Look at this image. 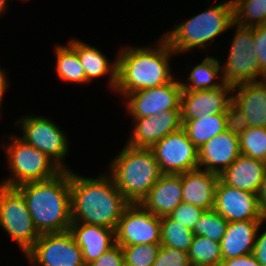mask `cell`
<instances>
[{
    "instance_id": "6da1fadb",
    "label": "cell",
    "mask_w": 266,
    "mask_h": 266,
    "mask_svg": "<svg viewBox=\"0 0 266 266\" xmlns=\"http://www.w3.org/2000/svg\"><path fill=\"white\" fill-rule=\"evenodd\" d=\"M108 177L84 178L70 170L72 223L101 225L116 230L130 203L112 177Z\"/></svg>"
},
{
    "instance_id": "7a4b0ae2",
    "label": "cell",
    "mask_w": 266,
    "mask_h": 266,
    "mask_svg": "<svg viewBox=\"0 0 266 266\" xmlns=\"http://www.w3.org/2000/svg\"><path fill=\"white\" fill-rule=\"evenodd\" d=\"M16 189L23 195L40 234L69 230L72 224L69 170L47 180L21 184Z\"/></svg>"
},
{
    "instance_id": "3957f363",
    "label": "cell",
    "mask_w": 266,
    "mask_h": 266,
    "mask_svg": "<svg viewBox=\"0 0 266 266\" xmlns=\"http://www.w3.org/2000/svg\"><path fill=\"white\" fill-rule=\"evenodd\" d=\"M160 44V45H159ZM158 49L126 48L117 56L116 91L128 94L171 82L170 54L175 52L162 38Z\"/></svg>"
},
{
    "instance_id": "277c9868",
    "label": "cell",
    "mask_w": 266,
    "mask_h": 266,
    "mask_svg": "<svg viewBox=\"0 0 266 266\" xmlns=\"http://www.w3.org/2000/svg\"><path fill=\"white\" fill-rule=\"evenodd\" d=\"M111 163L110 176L130 204L140 203L163 175L150 148L126 145Z\"/></svg>"
},
{
    "instance_id": "5b68a950",
    "label": "cell",
    "mask_w": 266,
    "mask_h": 266,
    "mask_svg": "<svg viewBox=\"0 0 266 266\" xmlns=\"http://www.w3.org/2000/svg\"><path fill=\"white\" fill-rule=\"evenodd\" d=\"M234 25V6L229 0L181 23L164 39L176 54L197 46L204 47L208 41Z\"/></svg>"
},
{
    "instance_id": "8992f818",
    "label": "cell",
    "mask_w": 266,
    "mask_h": 266,
    "mask_svg": "<svg viewBox=\"0 0 266 266\" xmlns=\"http://www.w3.org/2000/svg\"><path fill=\"white\" fill-rule=\"evenodd\" d=\"M14 138V142L6 146L13 177L0 185L16 188L24 183L50 179L62 171L45 153L20 137Z\"/></svg>"
},
{
    "instance_id": "52a82bcc",
    "label": "cell",
    "mask_w": 266,
    "mask_h": 266,
    "mask_svg": "<svg viewBox=\"0 0 266 266\" xmlns=\"http://www.w3.org/2000/svg\"><path fill=\"white\" fill-rule=\"evenodd\" d=\"M0 225L25 254L39 239L23 195L12 187L0 185Z\"/></svg>"
},
{
    "instance_id": "ba28073f",
    "label": "cell",
    "mask_w": 266,
    "mask_h": 266,
    "mask_svg": "<svg viewBox=\"0 0 266 266\" xmlns=\"http://www.w3.org/2000/svg\"><path fill=\"white\" fill-rule=\"evenodd\" d=\"M254 27L237 25L235 37L231 44L228 60L224 68L222 80L231 87L260 82L262 77L256 52L253 50Z\"/></svg>"
},
{
    "instance_id": "9c48e42d",
    "label": "cell",
    "mask_w": 266,
    "mask_h": 266,
    "mask_svg": "<svg viewBox=\"0 0 266 266\" xmlns=\"http://www.w3.org/2000/svg\"><path fill=\"white\" fill-rule=\"evenodd\" d=\"M33 266H86L72 233H43L25 253Z\"/></svg>"
},
{
    "instance_id": "30bf717a",
    "label": "cell",
    "mask_w": 266,
    "mask_h": 266,
    "mask_svg": "<svg viewBox=\"0 0 266 266\" xmlns=\"http://www.w3.org/2000/svg\"><path fill=\"white\" fill-rule=\"evenodd\" d=\"M115 236L119 246L161 245V217L152 214L140 203L129 204L119 220Z\"/></svg>"
},
{
    "instance_id": "8fae6325",
    "label": "cell",
    "mask_w": 266,
    "mask_h": 266,
    "mask_svg": "<svg viewBox=\"0 0 266 266\" xmlns=\"http://www.w3.org/2000/svg\"><path fill=\"white\" fill-rule=\"evenodd\" d=\"M163 174H181L199 167L198 148L181 127L151 148Z\"/></svg>"
},
{
    "instance_id": "7c38bea8",
    "label": "cell",
    "mask_w": 266,
    "mask_h": 266,
    "mask_svg": "<svg viewBox=\"0 0 266 266\" xmlns=\"http://www.w3.org/2000/svg\"><path fill=\"white\" fill-rule=\"evenodd\" d=\"M23 139L26 143L45 153L62 170H68L62 164L68 152L66 136L51 120L45 117H25L21 119Z\"/></svg>"
},
{
    "instance_id": "4fadbf2b",
    "label": "cell",
    "mask_w": 266,
    "mask_h": 266,
    "mask_svg": "<svg viewBox=\"0 0 266 266\" xmlns=\"http://www.w3.org/2000/svg\"><path fill=\"white\" fill-rule=\"evenodd\" d=\"M182 88L179 81L134 91L127 96L128 111L133 118L157 116L163 111L181 110Z\"/></svg>"
},
{
    "instance_id": "5bb4252c",
    "label": "cell",
    "mask_w": 266,
    "mask_h": 266,
    "mask_svg": "<svg viewBox=\"0 0 266 266\" xmlns=\"http://www.w3.org/2000/svg\"><path fill=\"white\" fill-rule=\"evenodd\" d=\"M213 209L228 222L266 220L257 194L232 187L220 178L215 188Z\"/></svg>"
},
{
    "instance_id": "9a60e30c",
    "label": "cell",
    "mask_w": 266,
    "mask_h": 266,
    "mask_svg": "<svg viewBox=\"0 0 266 266\" xmlns=\"http://www.w3.org/2000/svg\"><path fill=\"white\" fill-rule=\"evenodd\" d=\"M230 91H233V87L226 83L215 89L182 91L181 119H196L203 118L205 115L225 114L227 107L232 103V96H227Z\"/></svg>"
},
{
    "instance_id": "2e32d148",
    "label": "cell",
    "mask_w": 266,
    "mask_h": 266,
    "mask_svg": "<svg viewBox=\"0 0 266 266\" xmlns=\"http://www.w3.org/2000/svg\"><path fill=\"white\" fill-rule=\"evenodd\" d=\"M133 119L136 125L127 145L136 148H151L168 134L182 127L181 110H168L157 116Z\"/></svg>"
},
{
    "instance_id": "e0dca14e",
    "label": "cell",
    "mask_w": 266,
    "mask_h": 266,
    "mask_svg": "<svg viewBox=\"0 0 266 266\" xmlns=\"http://www.w3.org/2000/svg\"><path fill=\"white\" fill-rule=\"evenodd\" d=\"M240 154L238 135L225 130L198 148L199 166L204 165V170L219 175L227 169Z\"/></svg>"
},
{
    "instance_id": "ac0fdd59",
    "label": "cell",
    "mask_w": 266,
    "mask_h": 266,
    "mask_svg": "<svg viewBox=\"0 0 266 266\" xmlns=\"http://www.w3.org/2000/svg\"><path fill=\"white\" fill-rule=\"evenodd\" d=\"M181 174H163L140 204L158 217L168 216L182 203Z\"/></svg>"
},
{
    "instance_id": "d6986e66",
    "label": "cell",
    "mask_w": 266,
    "mask_h": 266,
    "mask_svg": "<svg viewBox=\"0 0 266 266\" xmlns=\"http://www.w3.org/2000/svg\"><path fill=\"white\" fill-rule=\"evenodd\" d=\"M69 231L82 250L86 266L116 244L115 230L101 225L72 223Z\"/></svg>"
},
{
    "instance_id": "ffe728a7",
    "label": "cell",
    "mask_w": 266,
    "mask_h": 266,
    "mask_svg": "<svg viewBox=\"0 0 266 266\" xmlns=\"http://www.w3.org/2000/svg\"><path fill=\"white\" fill-rule=\"evenodd\" d=\"M219 175L201 168L181 173L182 203L210 210L214 207L215 188Z\"/></svg>"
},
{
    "instance_id": "44dd1931",
    "label": "cell",
    "mask_w": 266,
    "mask_h": 266,
    "mask_svg": "<svg viewBox=\"0 0 266 266\" xmlns=\"http://www.w3.org/2000/svg\"><path fill=\"white\" fill-rule=\"evenodd\" d=\"M266 172V163L240 154L219 178L240 190L258 194Z\"/></svg>"
},
{
    "instance_id": "7402d4cb",
    "label": "cell",
    "mask_w": 266,
    "mask_h": 266,
    "mask_svg": "<svg viewBox=\"0 0 266 266\" xmlns=\"http://www.w3.org/2000/svg\"><path fill=\"white\" fill-rule=\"evenodd\" d=\"M234 89L238 90L232 95V103L246 115L250 127L266 128V80L243 83Z\"/></svg>"
},
{
    "instance_id": "603a6c76",
    "label": "cell",
    "mask_w": 266,
    "mask_h": 266,
    "mask_svg": "<svg viewBox=\"0 0 266 266\" xmlns=\"http://www.w3.org/2000/svg\"><path fill=\"white\" fill-rule=\"evenodd\" d=\"M265 220L228 222L220 242L222 259L236 258L253 253L257 231Z\"/></svg>"
},
{
    "instance_id": "cb8c5ba5",
    "label": "cell",
    "mask_w": 266,
    "mask_h": 266,
    "mask_svg": "<svg viewBox=\"0 0 266 266\" xmlns=\"http://www.w3.org/2000/svg\"><path fill=\"white\" fill-rule=\"evenodd\" d=\"M69 45L77 52L88 82L95 77L103 76L110 72V85L115 90L117 82V60L110 65L106 56L96 49V47L89 46L76 39L70 41Z\"/></svg>"
},
{
    "instance_id": "d4e9b609",
    "label": "cell",
    "mask_w": 266,
    "mask_h": 266,
    "mask_svg": "<svg viewBox=\"0 0 266 266\" xmlns=\"http://www.w3.org/2000/svg\"><path fill=\"white\" fill-rule=\"evenodd\" d=\"M181 121L189 140L197 148L226 130L225 114L205 115L203 118Z\"/></svg>"
},
{
    "instance_id": "484cf974",
    "label": "cell",
    "mask_w": 266,
    "mask_h": 266,
    "mask_svg": "<svg viewBox=\"0 0 266 266\" xmlns=\"http://www.w3.org/2000/svg\"><path fill=\"white\" fill-rule=\"evenodd\" d=\"M220 70L222 69L217 59L213 57L204 58L201 64L192 69L188 78L191 84L180 82L182 91L208 90L222 87L225 84L224 80H221V83L212 82Z\"/></svg>"
},
{
    "instance_id": "4316f807",
    "label": "cell",
    "mask_w": 266,
    "mask_h": 266,
    "mask_svg": "<svg viewBox=\"0 0 266 266\" xmlns=\"http://www.w3.org/2000/svg\"><path fill=\"white\" fill-rule=\"evenodd\" d=\"M191 266H220L221 245L205 236L194 235L188 252Z\"/></svg>"
},
{
    "instance_id": "83f0119b",
    "label": "cell",
    "mask_w": 266,
    "mask_h": 266,
    "mask_svg": "<svg viewBox=\"0 0 266 266\" xmlns=\"http://www.w3.org/2000/svg\"><path fill=\"white\" fill-rule=\"evenodd\" d=\"M56 56V71L61 79L77 83L88 82L78 54L70 45L58 46Z\"/></svg>"
},
{
    "instance_id": "f1b7e54d",
    "label": "cell",
    "mask_w": 266,
    "mask_h": 266,
    "mask_svg": "<svg viewBox=\"0 0 266 266\" xmlns=\"http://www.w3.org/2000/svg\"><path fill=\"white\" fill-rule=\"evenodd\" d=\"M193 238V231L188 227L169 215L161 217V245L189 252Z\"/></svg>"
},
{
    "instance_id": "f546056e",
    "label": "cell",
    "mask_w": 266,
    "mask_h": 266,
    "mask_svg": "<svg viewBox=\"0 0 266 266\" xmlns=\"http://www.w3.org/2000/svg\"><path fill=\"white\" fill-rule=\"evenodd\" d=\"M232 2L235 24L243 27H255L265 24L264 0H232Z\"/></svg>"
},
{
    "instance_id": "4dcf8cb0",
    "label": "cell",
    "mask_w": 266,
    "mask_h": 266,
    "mask_svg": "<svg viewBox=\"0 0 266 266\" xmlns=\"http://www.w3.org/2000/svg\"><path fill=\"white\" fill-rule=\"evenodd\" d=\"M238 137L242 155L265 162L266 128L249 127Z\"/></svg>"
},
{
    "instance_id": "1f68e13d",
    "label": "cell",
    "mask_w": 266,
    "mask_h": 266,
    "mask_svg": "<svg viewBox=\"0 0 266 266\" xmlns=\"http://www.w3.org/2000/svg\"><path fill=\"white\" fill-rule=\"evenodd\" d=\"M227 226L228 221L214 209H210L203 212L192 231L194 235L205 236L220 243Z\"/></svg>"
},
{
    "instance_id": "d6a6232c",
    "label": "cell",
    "mask_w": 266,
    "mask_h": 266,
    "mask_svg": "<svg viewBox=\"0 0 266 266\" xmlns=\"http://www.w3.org/2000/svg\"><path fill=\"white\" fill-rule=\"evenodd\" d=\"M160 246L156 244L121 246L125 266H152Z\"/></svg>"
},
{
    "instance_id": "836d02e7",
    "label": "cell",
    "mask_w": 266,
    "mask_h": 266,
    "mask_svg": "<svg viewBox=\"0 0 266 266\" xmlns=\"http://www.w3.org/2000/svg\"><path fill=\"white\" fill-rule=\"evenodd\" d=\"M152 266H191V264L188 252L161 245Z\"/></svg>"
},
{
    "instance_id": "e575fe53",
    "label": "cell",
    "mask_w": 266,
    "mask_h": 266,
    "mask_svg": "<svg viewBox=\"0 0 266 266\" xmlns=\"http://www.w3.org/2000/svg\"><path fill=\"white\" fill-rule=\"evenodd\" d=\"M205 210L189 203H181L169 216L181 225L193 230Z\"/></svg>"
},
{
    "instance_id": "d590c367",
    "label": "cell",
    "mask_w": 266,
    "mask_h": 266,
    "mask_svg": "<svg viewBox=\"0 0 266 266\" xmlns=\"http://www.w3.org/2000/svg\"><path fill=\"white\" fill-rule=\"evenodd\" d=\"M226 130L235 135L242 134L250 125L246 115L231 103L225 112Z\"/></svg>"
},
{
    "instance_id": "8d00e7d4",
    "label": "cell",
    "mask_w": 266,
    "mask_h": 266,
    "mask_svg": "<svg viewBox=\"0 0 266 266\" xmlns=\"http://www.w3.org/2000/svg\"><path fill=\"white\" fill-rule=\"evenodd\" d=\"M253 50L256 52L261 67L262 79L266 80V24L254 27Z\"/></svg>"
},
{
    "instance_id": "74e56055",
    "label": "cell",
    "mask_w": 266,
    "mask_h": 266,
    "mask_svg": "<svg viewBox=\"0 0 266 266\" xmlns=\"http://www.w3.org/2000/svg\"><path fill=\"white\" fill-rule=\"evenodd\" d=\"M88 266H125L122 247L115 244Z\"/></svg>"
},
{
    "instance_id": "f35d334b",
    "label": "cell",
    "mask_w": 266,
    "mask_h": 266,
    "mask_svg": "<svg viewBox=\"0 0 266 266\" xmlns=\"http://www.w3.org/2000/svg\"><path fill=\"white\" fill-rule=\"evenodd\" d=\"M220 266H262L253 253L236 258L224 259Z\"/></svg>"
},
{
    "instance_id": "ab89813d",
    "label": "cell",
    "mask_w": 266,
    "mask_h": 266,
    "mask_svg": "<svg viewBox=\"0 0 266 266\" xmlns=\"http://www.w3.org/2000/svg\"><path fill=\"white\" fill-rule=\"evenodd\" d=\"M257 236L258 231L256 235L253 255L262 266H266V230L261 235H259V237Z\"/></svg>"
},
{
    "instance_id": "60d3db41",
    "label": "cell",
    "mask_w": 266,
    "mask_h": 266,
    "mask_svg": "<svg viewBox=\"0 0 266 266\" xmlns=\"http://www.w3.org/2000/svg\"><path fill=\"white\" fill-rule=\"evenodd\" d=\"M263 214L266 216V172L257 194Z\"/></svg>"
},
{
    "instance_id": "b9f144b4",
    "label": "cell",
    "mask_w": 266,
    "mask_h": 266,
    "mask_svg": "<svg viewBox=\"0 0 266 266\" xmlns=\"http://www.w3.org/2000/svg\"><path fill=\"white\" fill-rule=\"evenodd\" d=\"M5 76H6L5 73L2 71V69H0V104L2 101L4 91L6 90L7 87V79Z\"/></svg>"
},
{
    "instance_id": "7bdbcfd3",
    "label": "cell",
    "mask_w": 266,
    "mask_h": 266,
    "mask_svg": "<svg viewBox=\"0 0 266 266\" xmlns=\"http://www.w3.org/2000/svg\"><path fill=\"white\" fill-rule=\"evenodd\" d=\"M7 0H0V13L5 10Z\"/></svg>"
},
{
    "instance_id": "ee69618b",
    "label": "cell",
    "mask_w": 266,
    "mask_h": 266,
    "mask_svg": "<svg viewBox=\"0 0 266 266\" xmlns=\"http://www.w3.org/2000/svg\"><path fill=\"white\" fill-rule=\"evenodd\" d=\"M265 2V24H266V0H264Z\"/></svg>"
}]
</instances>
